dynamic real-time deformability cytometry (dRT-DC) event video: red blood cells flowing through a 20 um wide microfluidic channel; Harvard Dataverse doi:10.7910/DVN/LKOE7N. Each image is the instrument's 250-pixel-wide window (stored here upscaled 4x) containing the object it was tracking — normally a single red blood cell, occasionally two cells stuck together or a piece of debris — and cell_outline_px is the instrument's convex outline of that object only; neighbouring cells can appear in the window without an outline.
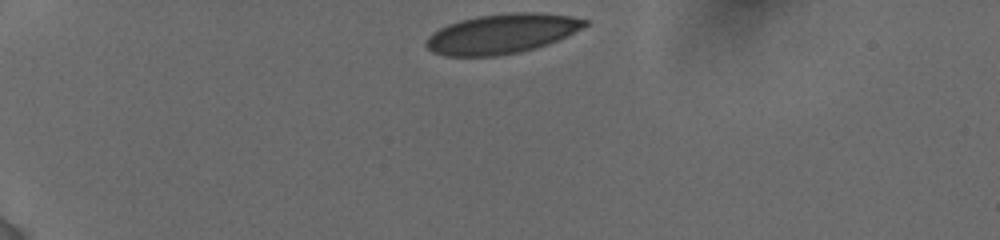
{"species": "human", "species_latin": "Homo sapiens", "temperature_condition": "cold", "stored_images_in_passage": 34, "camera_frame_rate_fps": 3000, "um_per_image_px": 0.085, "donor": {"sex": "female"}, "frame": {"image": 1, "passage_image": 1, "time_ms": 0.0, "image_size_px": [1000, 240], "cell_outline_px": [[588, 24], [548, 44], [520, 52], [496, 56], [444, 56], [432, 52], [424, 44], [424, 40], [432, 32], [448, 24], [460, 20], [480, 16], [508, 12], [536, 12], [572, 16], [588, 20]], "centroid_in_image_um": [42.59, 2.87], "position_along_channel_um": 42.4, "area_um2": 36.59}}
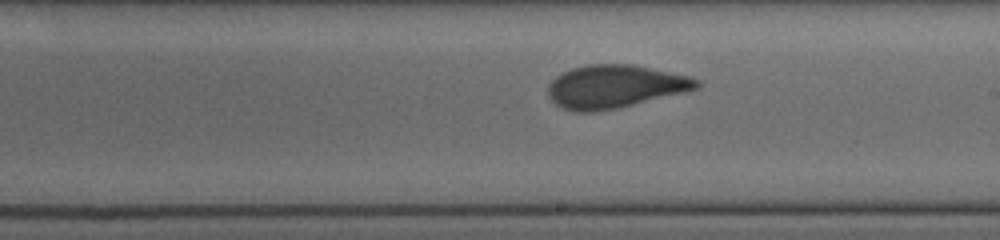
{"frame": {"image": 2, "passage_image": 19, "time_ms": 6.667, "image_size_px": [1000, 240], "cell_outline_px": [[700, 88], [684, 92], [616, 108], [596, 112], [576, 112], [564, 108], [556, 104], [548, 96], [548, 84], [556, 76], [572, 68], [588, 64], [632, 64], [652, 68], [688, 76], [700, 80]], "centroid_in_image_um": [52.25, 7.35], "position_along_channel_um": 236.7, "area_um2": 37.11}}
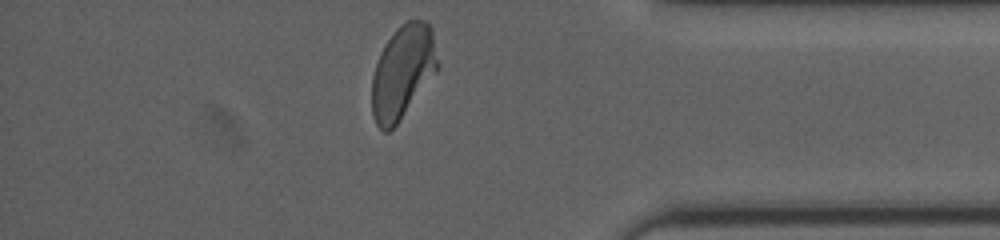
{"frame": {"image": 3, "passage_image": 33, "time_ms": 11.333, "image_size_px": [1000, 240], "cell_outline_px": [[440, 68], [400, 120], [388, 132], [384, 132], [376, 124], [372, 116], [372, 76], [380, 52], [384, 44], [396, 28], [400, 24], [408, 20], [428, 20], [432, 28], [440, 64]], "centroid_in_image_um": [34.26, 6.08], "position_along_channel_um": 400.9, "area_um2": 36.3}, "authors_computed_cell_mechanics": {"area_um2": 37.0498, "velocity_mm_per_s": 3.8471, "shape_relaxation_time_tau1_ms": 7.1119, "shape_relaxation_time_tau2_ms": 0.7885, "deformation_change_tau1": 0.1912, "deformation_change_tau2": 0.0452}}